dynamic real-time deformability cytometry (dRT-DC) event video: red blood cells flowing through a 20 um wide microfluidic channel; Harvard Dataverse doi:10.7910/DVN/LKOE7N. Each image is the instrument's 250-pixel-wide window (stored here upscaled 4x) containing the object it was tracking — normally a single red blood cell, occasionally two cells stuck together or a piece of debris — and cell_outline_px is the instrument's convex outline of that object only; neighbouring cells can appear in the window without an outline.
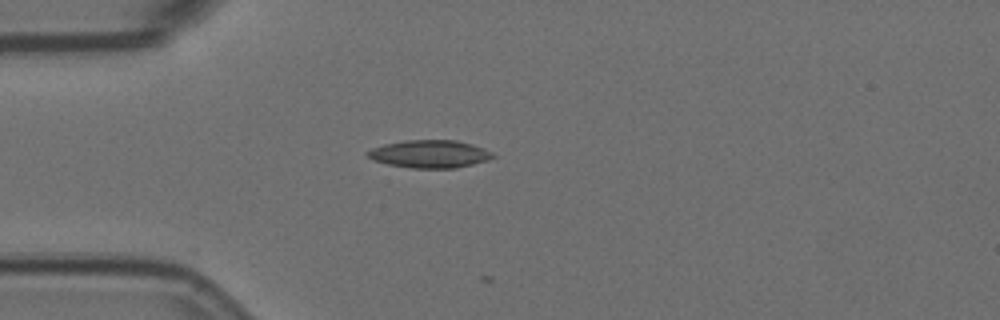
{"species": "Egyptian fruit bat (a non-hibernating species)", "species_latin": "Rousettus aegyptiacus", "temperature_condition": "room temperature", "stored_images_in_passage": 2, "camera_frame_rate_fps": 3000, "um_per_image_px": 0.085, "animal": {"sex": "female"}, "frame": {"image": 1, "passage_image": 1, "time_ms": 0.0, "image_size_px": [1000, 320], "cell_outline_px": [[496, 156], [488, 160], [456, 168], [412, 168], [388, 164], [372, 160], [364, 152], [372, 148], [384, 144], [404, 140], [456, 140], [472, 144], [484, 148], [492, 152]], "centroid_in_image_um": [36.52, 13.08], "position_along_channel_um": 48.5, "area_um2": 20.35}}